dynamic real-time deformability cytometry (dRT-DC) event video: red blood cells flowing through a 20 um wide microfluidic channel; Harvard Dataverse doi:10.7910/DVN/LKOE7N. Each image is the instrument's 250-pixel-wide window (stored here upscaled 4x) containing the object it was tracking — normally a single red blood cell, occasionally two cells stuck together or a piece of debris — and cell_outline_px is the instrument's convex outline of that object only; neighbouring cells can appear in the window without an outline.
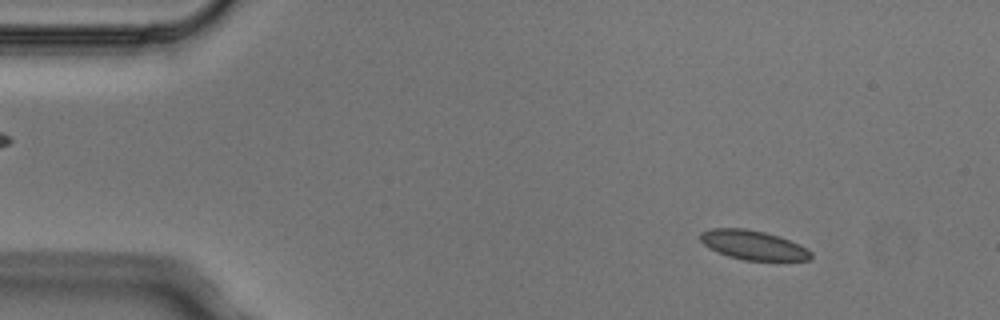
{"species": "Egyptian fruit bat (a non-hibernating species)", "species_latin": "Rousettus aegyptiacus", "temperature_condition": "cold", "stored_images_in_passage": 4, "camera_frame_rate_fps": 3000, "um_per_image_px": 0.085, "animal": {"sex": "male"}, "frame": {"image": 1, "passage_image": 1, "time_ms": 0.0, "image_size_px": [1000, 320], "cell_outline_px": [[812, 256], [808, 260], [744, 260], [728, 256], [704, 244], [700, 240], [700, 232], [712, 228], [744, 228], [764, 232], [800, 244], [812, 252]], "centroid_in_image_um": [64.02, 20.82], "position_along_channel_um": 21.0, "area_um2": 18.55}}